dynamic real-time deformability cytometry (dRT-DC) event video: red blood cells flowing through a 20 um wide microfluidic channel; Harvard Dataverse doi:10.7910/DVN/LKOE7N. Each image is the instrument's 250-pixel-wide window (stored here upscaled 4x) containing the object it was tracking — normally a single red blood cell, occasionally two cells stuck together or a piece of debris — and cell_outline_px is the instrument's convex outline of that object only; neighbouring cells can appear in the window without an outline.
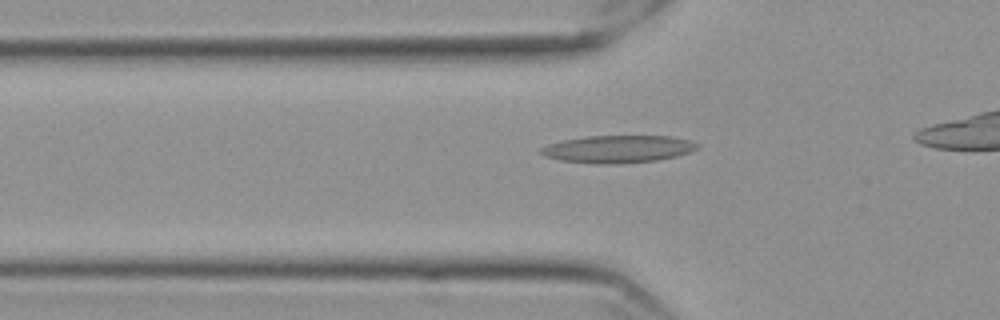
{"species": "Egyptian fruit bat (a non-hibernating species)", "species_latin": "Rousettus aegyptiacus", "temperature_condition": "cold", "stored_images_in_passage": 18, "camera_frame_rate_fps": 3000, "um_per_image_px": 0.085, "frame": {"image": 1, "passage_image": 8, "time_ms": 2.333, "image_size_px": [1000, 320], "cell_outline_px": [[700, 148], [676, 156], [656, 160], [616, 164], [596, 164], [560, 160], [544, 156], [540, 152], [540, 148], [548, 144], [564, 140], [588, 136], [672, 136], [692, 140], [700, 144]], "centroid_in_image_um": [52.56, 12.66], "position_along_channel_um": 73.2, "area_um2": 25.09}}
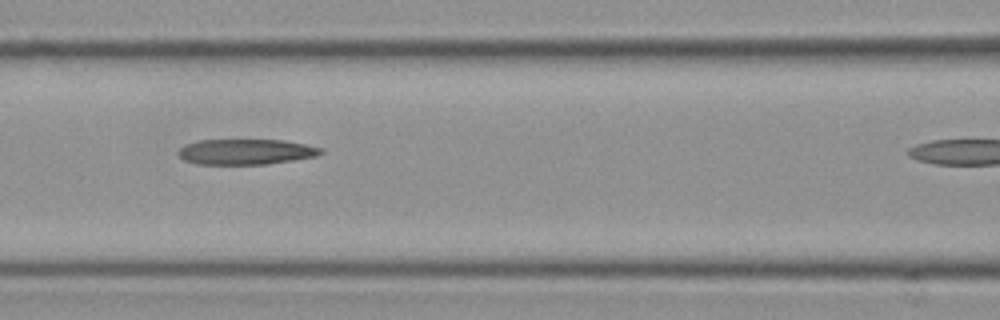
{"frame": {"image": 2, "passage_image": 14, "time_ms": 4.333, "image_size_px": [1000, 320], "cell_outline_px": [[324, 152], [316, 156], [268, 164], [196, 164], [184, 160], [176, 152], [184, 144], [196, 140], [284, 140], [304, 144], [320, 148]], "centroid_in_image_um": [20.84, 12.9], "position_along_channel_um": 145.8, "area_um2": 21.15}}
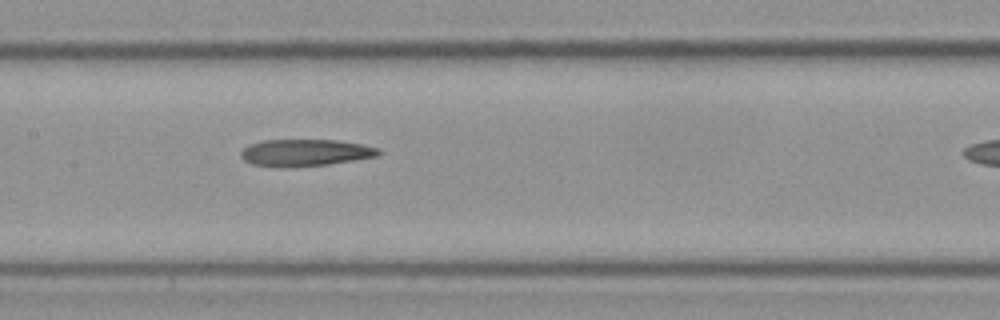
{"frame": {"image": 3, "passage_image": 17, "time_ms": 5.333, "image_size_px": [1000, 320], "cell_outline_px": [[380, 152], [376, 156], [356, 160], [328, 164], [280, 168], [252, 164], [244, 160], [240, 156], [240, 152], [248, 144], [264, 140], [336, 140], [360, 144], [380, 148]], "centroid_in_image_um": [25.9, 12.98], "position_along_channel_um": 181.5, "area_um2": 21.62}}